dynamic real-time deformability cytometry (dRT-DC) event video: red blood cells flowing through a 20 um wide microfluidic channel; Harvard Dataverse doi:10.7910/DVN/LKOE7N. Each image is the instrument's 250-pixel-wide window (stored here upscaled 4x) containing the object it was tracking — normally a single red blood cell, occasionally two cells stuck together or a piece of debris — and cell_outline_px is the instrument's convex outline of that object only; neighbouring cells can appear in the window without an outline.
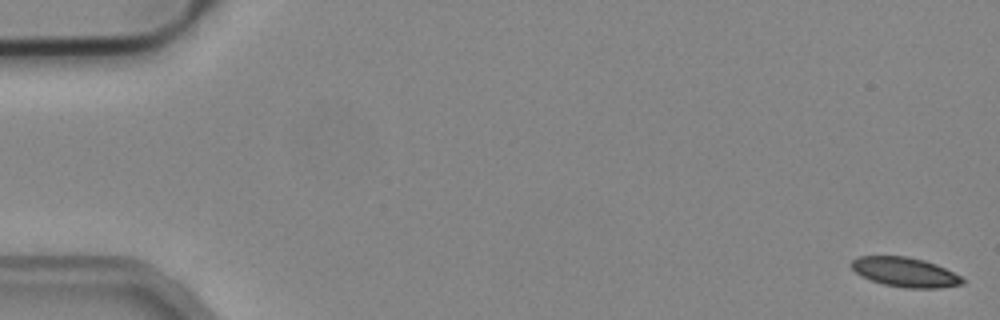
{"species": "common noctule bat (a hibernating species)", "species_latin": "Nyctalus noctula", "temperature_condition": "cold", "stored_images_in_passage": 55, "camera_frame_rate_fps": 3000, "um_per_image_px": 0.085, "animal": {"sex": "male", "body_mass_g": 19.2, "forearm_length_mm": 51.8}, "frame": {"image": 1, "passage_image": 1, "time_ms": 0.0, "image_size_px": [1000, 320], "cell_outline_px": [[964, 284], [940, 288], [904, 288], [884, 284], [860, 276], [848, 264], [852, 260], [860, 256], [908, 256], [924, 260], [936, 264], [960, 276], [964, 280]], "centroid_in_image_um": [76.91, 23.13], "position_along_channel_um": 8.1, "area_um2": 19.13}}
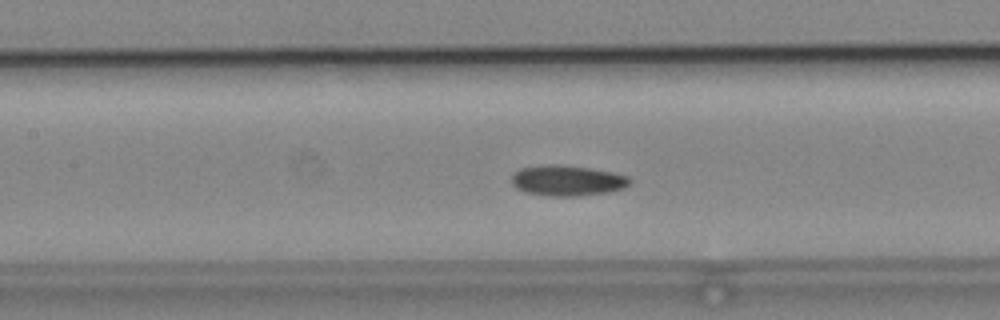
{"frame": {"image": 2, "passage_image": 25, "time_ms": 8.0, "image_size_px": [1000, 320], "cell_outline_px": [[632, 180], [624, 188], [608, 192], [580, 196], [548, 196], [524, 192], [516, 188], [512, 184], [512, 176], [520, 168], [544, 164], [556, 164], [588, 168], [612, 172], [628, 176]], "centroid_in_image_um": [48.2, 15.35], "position_along_channel_um": 159.2, "area_um2": 21.1}}
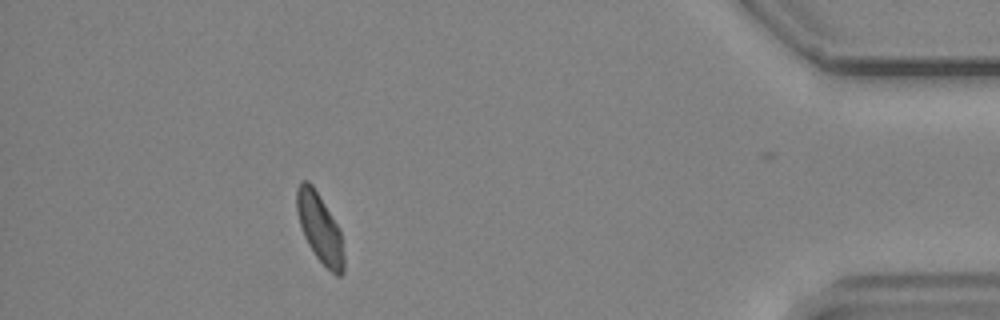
{"frame": {"image": 3, "passage_image": 49, "time_ms": 16.0, "image_size_px": [1000, 320], "cell_outline_px": [[344, 272], [340, 276], [336, 276], [316, 256], [308, 244], [304, 236], [300, 224], [296, 208], [296, 188], [300, 180], [308, 180], [312, 184], [336, 224], [340, 232], [344, 256]], "centroid_in_image_um": [27.16, 19.37], "position_along_channel_um": 408.0, "area_um2": 18.61}, "authors_computed_cell_mechanics": {"area_um2": 19.8832, "velocity_mm_per_s": 3.7879, "shape_relaxation_time_tau1_ms": 6.0268, "shape_relaxation_time_tau2_ms": null, "deformation_change_tau1": 0.107, "deformation_change_tau2": null}}